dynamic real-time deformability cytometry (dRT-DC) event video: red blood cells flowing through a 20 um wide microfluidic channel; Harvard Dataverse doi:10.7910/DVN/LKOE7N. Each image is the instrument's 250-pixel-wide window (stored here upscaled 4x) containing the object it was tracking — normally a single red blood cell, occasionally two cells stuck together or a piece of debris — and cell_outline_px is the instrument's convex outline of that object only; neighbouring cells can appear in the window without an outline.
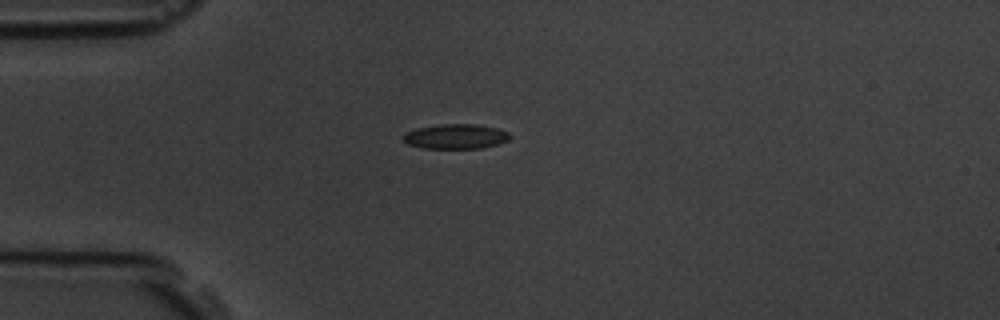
{"species": "common noctule bat (a hibernating species)", "species_latin": "Nyctalus noctula", "temperature_condition": "room temperature", "stored_images_in_passage": 6, "camera_frame_rate_fps": 3000, "um_per_image_px": 0.085, "animal": {"sex": "male", "body_mass_g": 19.5, "forearm_length_mm": 54.6}, "frame": {"image": 1, "passage_image": 4, "time_ms": 3.333, "image_size_px": [1000, 320], "cell_outline_px": [[512, 136], [508, 140], [496, 144], [480, 148], [424, 148], [408, 144], [404, 140], [404, 136], [408, 132], [416, 128], [440, 124], [476, 124], [496, 128], [508, 132]], "centroid_in_image_um": [38.76, 11.59], "position_along_channel_um": 46.2, "area_um2": 15.2}}
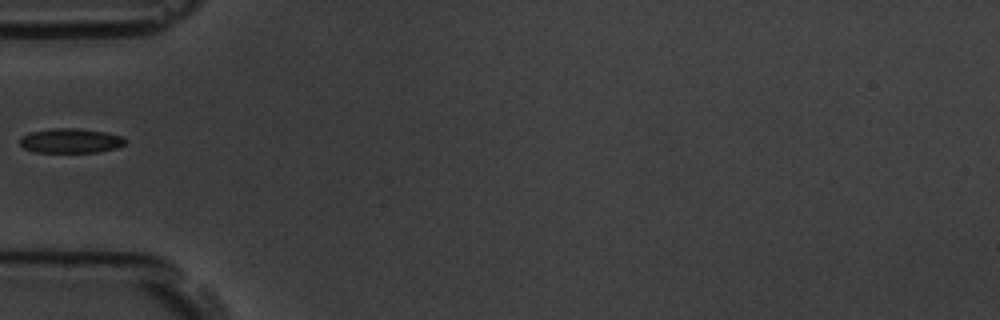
{"frame": {"image": 2, "passage_image": 5, "time_ms": 4.667, "image_size_px": [1000, 320], "cell_outline_px": [[124, 144], [116, 148], [96, 152], [36, 152], [24, 148], [20, 144], [20, 136], [32, 132], [52, 128], [76, 128], [104, 132], [120, 136], [124, 140]], "centroid_in_image_um": [5.95, 11.96], "position_along_channel_um": 79.0, "area_um2": 14.85}}
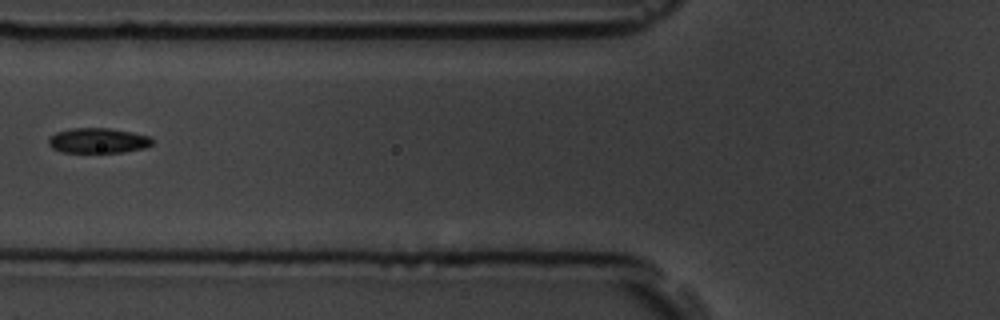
{"frame": {"image": 3, "passage_image": 6, "time_ms": 5.667, "image_size_px": [1000, 320], "cell_outline_px": [[152, 144], [144, 148], [124, 152], [60, 152], [52, 148], [48, 144], [48, 140], [56, 132], [72, 128], [108, 128], [132, 132], [152, 136]], "centroid_in_image_um": [8.34, 11.95], "position_along_channel_um": 117.5, "area_um2": 15.2}}